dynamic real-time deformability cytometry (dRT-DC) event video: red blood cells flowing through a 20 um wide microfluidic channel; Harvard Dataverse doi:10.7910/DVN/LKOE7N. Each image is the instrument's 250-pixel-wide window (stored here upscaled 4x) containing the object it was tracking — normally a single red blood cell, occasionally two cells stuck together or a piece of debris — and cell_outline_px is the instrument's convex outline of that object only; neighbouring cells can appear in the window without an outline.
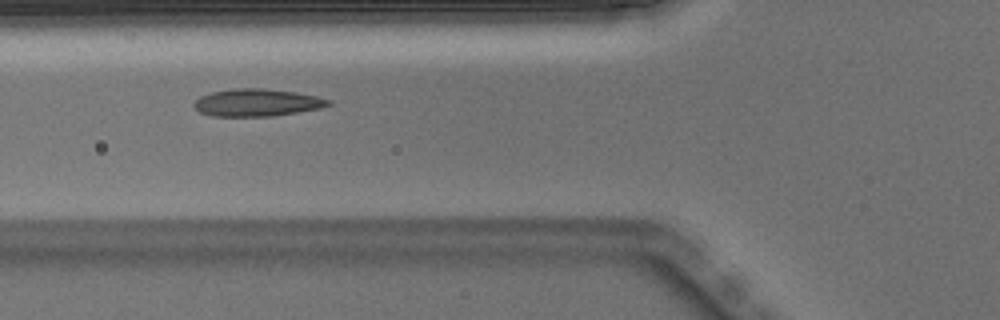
{"species": "Egyptian fruit bat (a non-hibernating species)", "species_latin": "Rousettus aegyptiacus", "temperature_condition": "warm", "stored_images_in_passage": 35, "camera_frame_rate_fps": 3000, "um_per_image_px": 0.085, "animal": {"sex": "male"}, "frame": {"image": 1, "passage_image": 5, "time_ms": 1.333, "image_size_px": [1000, 320], "cell_outline_px": [[332, 104], [320, 108], [272, 116], [212, 116], [200, 112], [192, 104], [200, 96], [212, 92], [232, 88], [264, 88], [296, 92], [316, 96], [332, 100]], "centroid_in_image_um": [21.84, 8.71], "position_along_channel_um": 104.0, "area_um2": 21.44}}
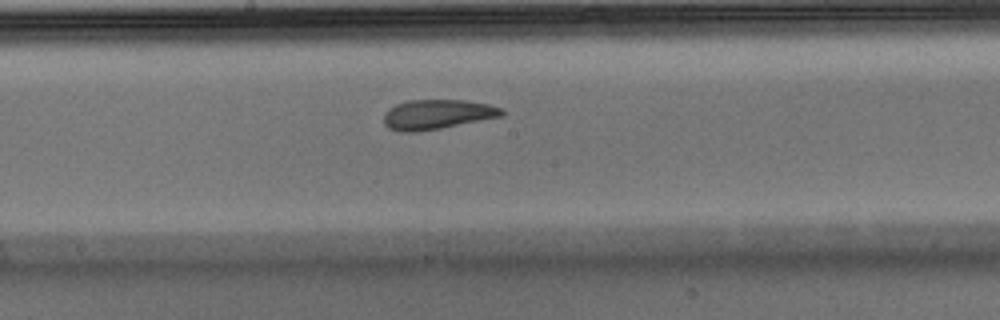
{"frame": {"image": 2, "passage_image": 13, "time_ms": 4.0, "image_size_px": [1000, 320], "cell_outline_px": [[504, 116], [440, 128], [416, 132], [400, 132], [388, 128], [384, 124], [384, 112], [396, 104], [408, 100], [464, 100], [488, 104], [504, 108]], "centroid_in_image_um": [37.16, 9.72], "position_along_channel_um": 211.0, "area_um2": 20.52}}
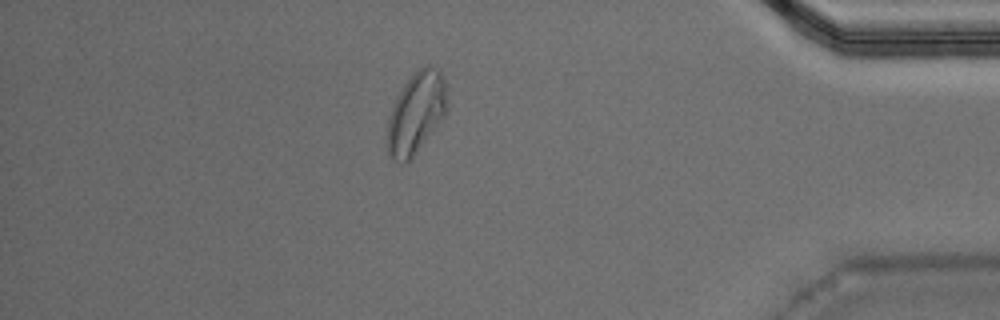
{"frame": {"image": 3, "passage_image": 30, "time_ms": 9.667, "image_size_px": [1000, 320], "cell_outline_px": [[444, 116], [412, 160], [404, 164], [400, 164], [388, 156], [388, 116], [396, 96], [404, 84], [420, 68], [428, 64], [436, 68], [440, 72], [444, 80]], "centroid_in_image_um": [35.32, 9.67], "position_along_channel_um": 399.9, "area_um2": 27.92}, "authors_computed_cell_mechanics": {"area_um2": 20.9814, "velocity_mm_per_s": 3.9999, "shape_relaxation_time_tau1_ms": 5.9923, "shape_relaxation_time_tau2_ms": 1.4987, "deformation_change_tau1": 0.1837, "deformation_change_tau2": 0.0874}}